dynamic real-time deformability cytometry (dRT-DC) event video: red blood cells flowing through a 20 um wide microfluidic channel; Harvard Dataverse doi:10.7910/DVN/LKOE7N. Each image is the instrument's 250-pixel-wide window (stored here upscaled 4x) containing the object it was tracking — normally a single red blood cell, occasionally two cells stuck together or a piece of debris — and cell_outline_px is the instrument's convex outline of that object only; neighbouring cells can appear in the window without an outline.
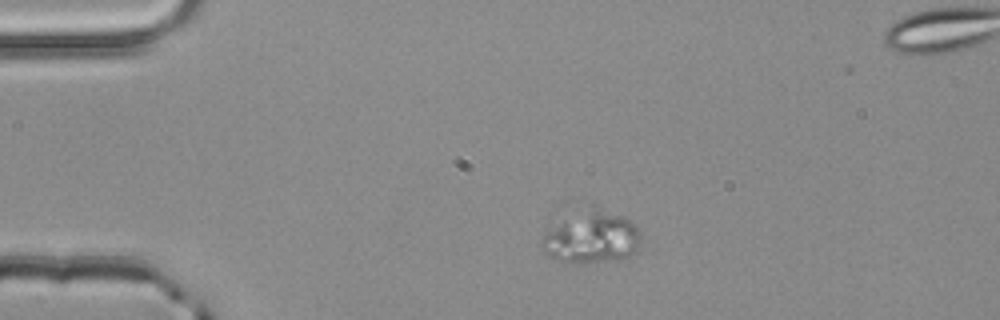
{"species": "common noctule bat (a hibernating species)", "species_latin": "Nyctalus noctula", "temperature_condition": "room temperature", "stored_images_in_passage": 44, "segment_of_instrument_passage": [1, 2], "camera_frame_rate_fps": 3000, "um_per_image_px": 0.085, "animal": {"sex": "male", "body_mass_g": 20.4}, "frame": {"image": 1, "passage_image": 1, "time_ms": 0.0, "image_size_px": [1000, 320], "cell_outline_px": [[640, 244], [628, 256], [620, 260], [556, 260], [548, 256], [540, 248], [540, 240], [548, 232], [588, 200], [624, 216], [640, 232]], "centroid_in_image_um": [50.28, 20.04], "position_along_channel_um": 34.7, "area_um2": 30.23}}
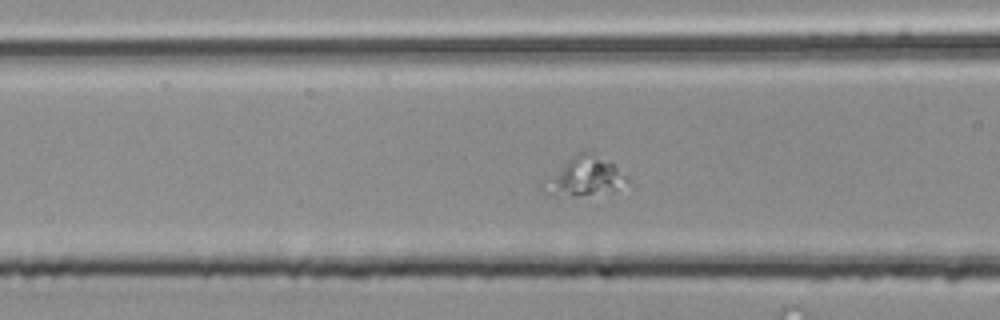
{"frame": {"image": 2, "passage_image": 11, "time_ms": 3.333, "image_size_px": [1000, 320], "cell_outline_px": [[628, 180], [616, 188], [576, 196], [556, 196], [548, 188], [548, 184], [568, 160], [580, 152], [584, 152], [612, 164]], "centroid_in_image_um": [49.77, 15.02], "position_along_channel_um": 116.8, "area_um2": 16.24}}
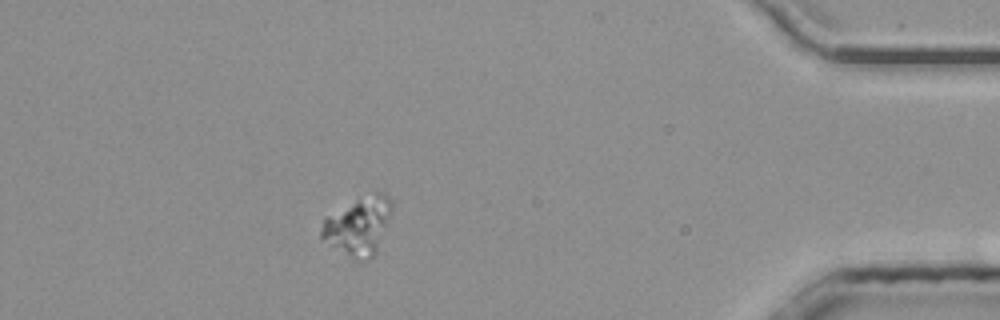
{"frame": {"image": 3, "passage_image": 37, "time_ms": 12.0, "image_size_px": [1000, 320], "cell_outline_px": [[392, 212], [376, 256], [372, 260], [356, 260], [320, 236], [320, 232], [324, 220], [328, 216], [376, 192], [380, 192], [388, 196], [392, 204]], "centroid_in_image_um": [30.55, 19.26], "position_along_channel_um": 404.7, "area_um2": 22.95}}